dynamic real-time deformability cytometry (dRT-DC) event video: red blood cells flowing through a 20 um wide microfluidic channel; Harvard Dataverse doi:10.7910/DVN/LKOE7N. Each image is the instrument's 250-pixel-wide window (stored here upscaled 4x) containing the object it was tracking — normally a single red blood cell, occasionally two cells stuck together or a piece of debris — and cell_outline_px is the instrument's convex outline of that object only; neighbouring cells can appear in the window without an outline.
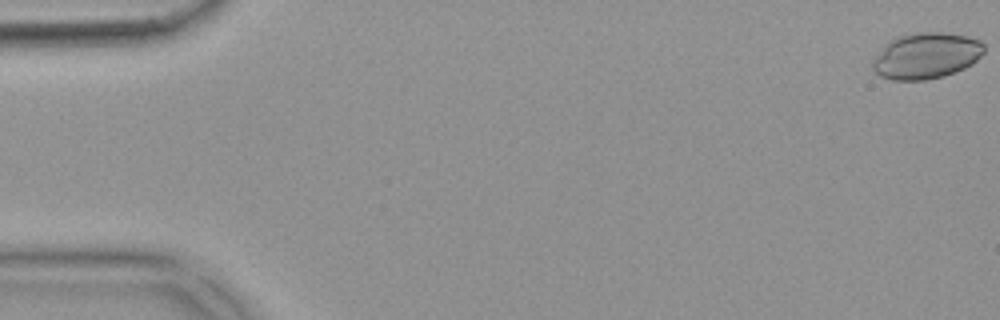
{"species": "common noctule bat (a hibernating species)", "species_latin": "Nyctalus noctula", "temperature_condition": "warm", "stored_images_in_passage": 53, "camera_frame_rate_fps": 3000, "um_per_image_px": 0.085, "animal": {"sex": "female", "body_mass_g": 18.4}, "frame": {"image": 1, "passage_image": 1, "time_ms": 0.0, "image_size_px": [1000, 320], "cell_outline_px": [[984, 52], [972, 64], [964, 68], [944, 76], [928, 80], [892, 80], [880, 76], [872, 68], [872, 60], [884, 44], [888, 40], [896, 36], [920, 32], [940, 32], [968, 36], [980, 40], [984, 44]], "centroid_in_image_um": [78.7, 4.73], "position_along_channel_um": 6.3, "area_um2": 30.17}}
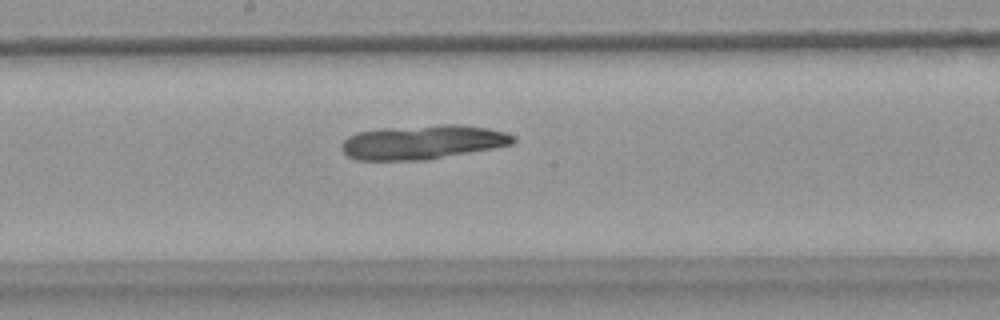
{"frame": {"image": 2, "passage_image": 29, "time_ms": 9.333, "image_size_px": [1000, 320], "cell_outline_px": [[516, 140], [512, 144], [492, 148], [424, 160], [356, 160], [348, 156], [340, 148], [340, 144], [348, 136], [356, 132], [384, 128], [440, 124], [460, 124], [488, 128], [504, 132], [516, 136]], "centroid_in_image_um": [35.9, 12.07], "position_along_channel_um": 212.3, "area_um2": 34.22}}
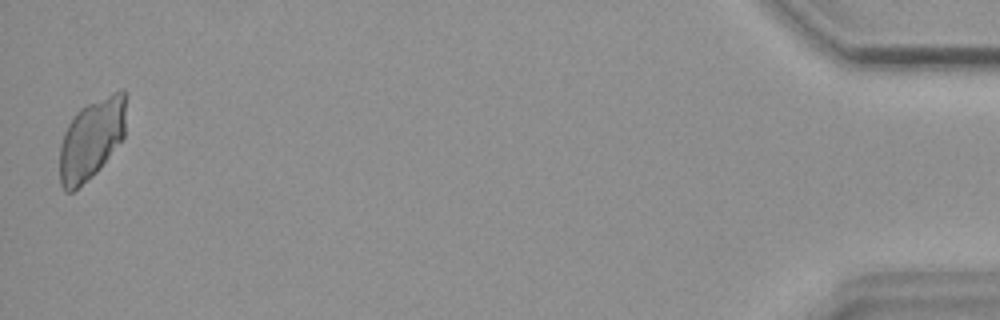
{"frame": {"image": 3, "passage_image": 53, "time_ms": 17.333, "image_size_px": [1000, 320], "cell_outline_px": [[128, 92], [124, 136], [100, 168], [92, 176], [72, 192], [64, 192], [60, 184], [60, 144], [64, 132], [72, 116], [80, 108], [120, 88], [124, 88]], "centroid_in_image_um": [7.8, 11.76], "position_along_channel_um": 427.4, "area_um2": 31.62}}